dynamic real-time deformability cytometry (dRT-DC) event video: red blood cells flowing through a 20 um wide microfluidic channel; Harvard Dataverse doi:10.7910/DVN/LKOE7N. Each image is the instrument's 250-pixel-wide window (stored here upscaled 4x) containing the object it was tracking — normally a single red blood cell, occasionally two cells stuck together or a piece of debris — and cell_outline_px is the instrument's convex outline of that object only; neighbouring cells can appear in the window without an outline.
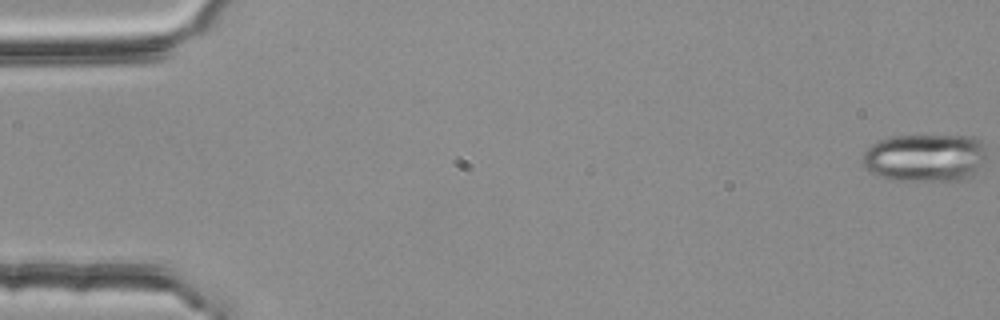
{"species": "common noctule bat (a hibernating species)", "species_latin": "Nyctalus noctula", "temperature_condition": "room temperature", "stored_images_in_passage": 55, "camera_frame_rate_fps": 3000, "um_per_image_px": 0.085, "animal": {"sex": "female", "body_mass_g": 25.1}, "frame": {"image": 1, "passage_image": 1, "time_ms": 0.0, "image_size_px": [1000, 320], "cell_outline_px": [[984, 160], [976, 172], [972, 176], [964, 180], [888, 180], [876, 176], [864, 164], [864, 152], [872, 144], [880, 140], [892, 136], [972, 136], [980, 140], [984, 144]], "centroid_in_image_um": [78.64, 13.41], "position_along_channel_um": 6.4, "area_um2": 34.51}}
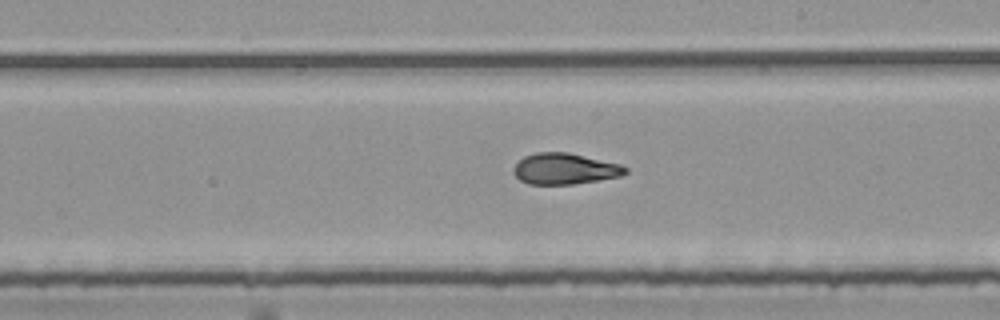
{"frame": {"image": 2, "passage_image": 32, "time_ms": 10.333, "image_size_px": [1000, 320], "cell_outline_px": [[628, 172], [620, 176], [572, 184], [528, 184], [520, 180], [512, 172], [512, 168], [524, 156], [536, 152], [568, 152], [620, 164], [628, 168]], "centroid_in_image_um": [47.98, 14.34], "position_along_channel_um": 241.0, "area_um2": 20.17}}
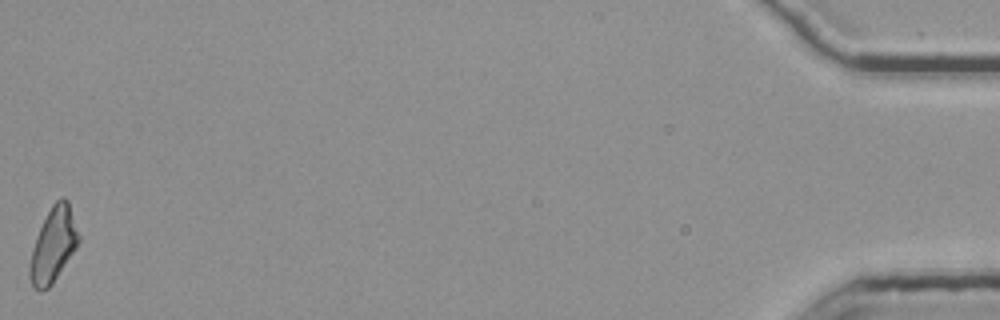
{"frame": {"image": 3, "passage_image": 55, "time_ms": 18.0, "image_size_px": [1000, 320], "cell_outline_px": [[80, 240], [76, 248], [52, 284], [48, 288], [40, 292], [32, 288], [28, 276], [28, 268], [32, 248], [36, 236], [52, 204], [60, 196], [64, 196], [68, 200], [80, 236]], "centroid_in_image_um": [4.51, 20.84], "position_along_channel_um": 430.7, "area_um2": 21.39}, "authors_computed_cell_mechanics": {"area_um2": 20.6346, "velocity_mm_per_s": 3.8058, "shape_relaxation_time_tau1_ms": 6.8594, "shape_relaxation_time_tau2_ms": 2.9994, "deformation_change_tau1": 0.2206, "deformation_change_tau2": 0.1039}}